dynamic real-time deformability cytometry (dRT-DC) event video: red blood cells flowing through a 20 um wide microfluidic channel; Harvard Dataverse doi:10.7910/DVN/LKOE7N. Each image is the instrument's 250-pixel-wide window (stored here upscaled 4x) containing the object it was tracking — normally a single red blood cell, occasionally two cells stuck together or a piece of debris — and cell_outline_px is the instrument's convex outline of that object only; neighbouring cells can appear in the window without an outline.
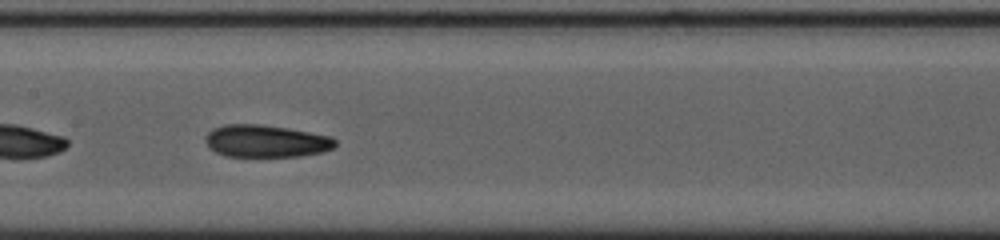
{"species": "common noctule bat (a hibernating species)", "species_latin": "Nyctalus noctula", "temperature_condition": "cold", "stored_images_in_passage": 40, "camera_frame_rate_fps": 3000, "um_per_image_px": 0.085, "animal": {"sex": "female", "body_mass_g": 23.0, "forearm_length_mm": 53.4}, "frame": {"image": 1, "passage_image": 26, "time_ms": 8.333, "image_size_px": [1000, 240], "cell_outline_px": [[336, 144], [332, 148], [320, 152], [300, 156], [224, 156], [216, 152], [204, 140], [204, 136], [212, 128], [224, 124], [260, 124], [288, 128], [332, 136], [336, 140]], "centroid_in_image_um": [22.59, 11.98], "position_along_channel_um": 184.8, "area_um2": 24.45}}
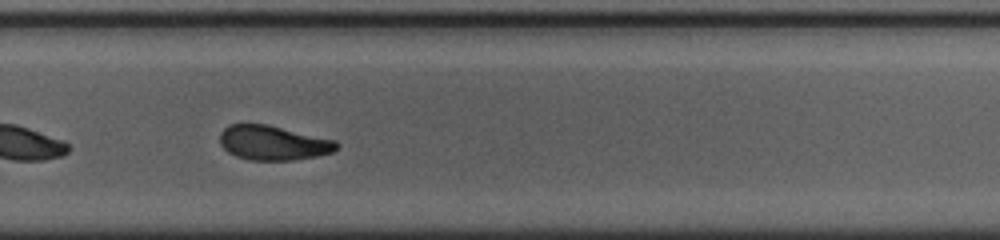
{"frame": {"image": 2, "passage_image": 36, "time_ms": 11.667, "image_size_px": [1000, 240], "cell_outline_px": [[340, 144], [332, 152], [316, 156], [292, 160], [248, 160], [236, 156], [228, 152], [220, 144], [220, 132], [228, 124], [268, 124], [336, 140]], "centroid_in_image_um": [23.2, 12.13], "position_along_channel_um": 306.6, "area_um2": 23.58}}